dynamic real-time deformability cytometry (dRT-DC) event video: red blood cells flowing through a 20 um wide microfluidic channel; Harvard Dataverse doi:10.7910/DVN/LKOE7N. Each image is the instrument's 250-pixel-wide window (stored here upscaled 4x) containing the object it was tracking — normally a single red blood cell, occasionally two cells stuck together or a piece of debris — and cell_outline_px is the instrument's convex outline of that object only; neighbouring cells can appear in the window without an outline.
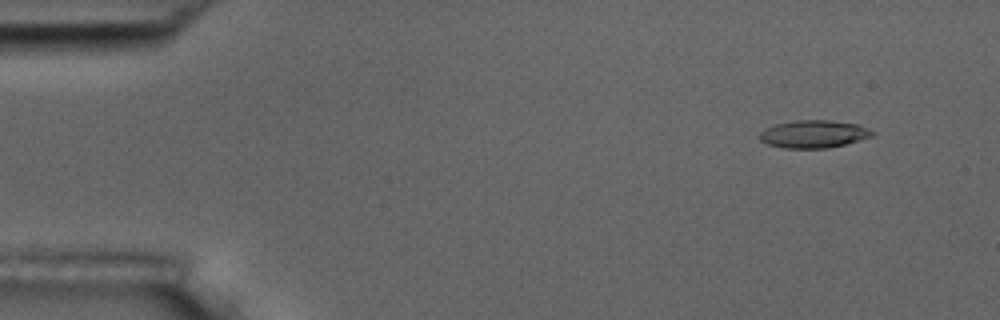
{"species": "common noctule bat (a hibernating species)", "species_latin": "Nyctalus noctula", "temperature_condition": "room temperature", "stored_images_in_passage": 56, "camera_frame_rate_fps": 3000, "um_per_image_px": 0.085, "animal": {"sex": "male", "body_mass_g": 17.5, "forearm_length_mm": 52.3}, "frame": {"image": 1, "passage_image": 5, "time_ms": 1.333, "image_size_px": [1000, 320], "cell_outline_px": [[876, 132], [872, 136], [860, 140], [828, 148], [784, 148], [768, 144], [760, 140], [760, 132], [764, 128], [776, 124], [796, 120], [832, 120], [856, 124]], "centroid_in_image_um": [69.15, 11.39], "position_along_channel_um": 15.8, "area_um2": 18.09}}
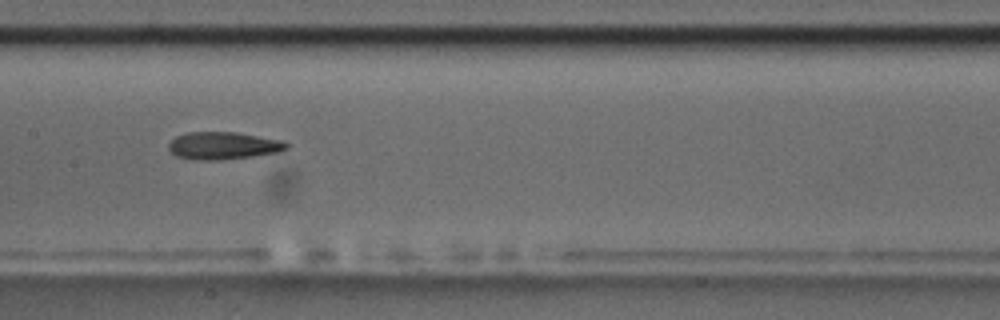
{"frame": {"image": 2, "passage_image": 28, "time_ms": 9.0, "image_size_px": [1000, 320], "cell_outline_px": [[288, 148], [280, 152], [252, 156], [220, 160], [192, 160], [176, 156], [168, 148], [168, 144], [176, 136], [188, 132], [236, 132], [284, 140], [288, 144]], "centroid_in_image_um": [18.99, 12.38], "position_along_channel_um": 188.4, "area_um2": 19.02}}
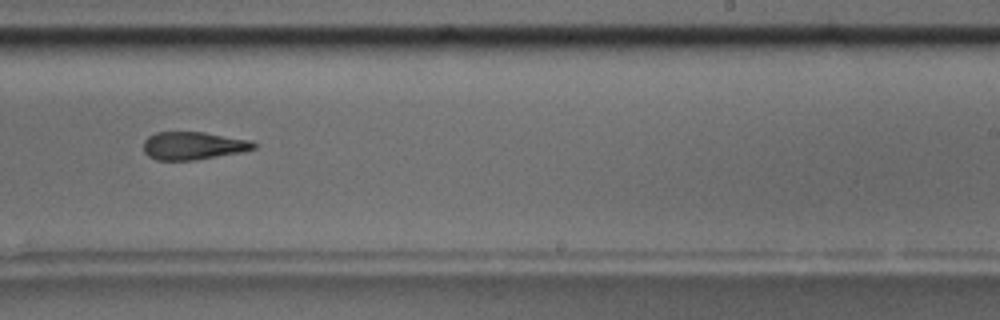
{"frame": {"image": 3, "passage_image": 35, "time_ms": 11.333, "image_size_px": [1000, 320], "cell_outline_px": [[256, 148], [240, 152], [192, 160], [156, 160], [148, 156], [144, 152], [144, 140], [148, 136], [156, 132], [204, 132], [252, 140], [256, 144]], "centroid_in_image_um": [16.41, 12.37], "position_along_channel_um": 272.6, "area_um2": 17.86}, "authors_computed_cell_mechanics": {"area_um2": 18.9006, "velocity_mm_per_s": 3.6229, "shape_relaxation_time_tau1_ms": 9.2762, "shape_relaxation_time_tau2_ms": 5.6639, "deformation_change_tau1": 0.2314, "deformation_change_tau2": 0.1494}}